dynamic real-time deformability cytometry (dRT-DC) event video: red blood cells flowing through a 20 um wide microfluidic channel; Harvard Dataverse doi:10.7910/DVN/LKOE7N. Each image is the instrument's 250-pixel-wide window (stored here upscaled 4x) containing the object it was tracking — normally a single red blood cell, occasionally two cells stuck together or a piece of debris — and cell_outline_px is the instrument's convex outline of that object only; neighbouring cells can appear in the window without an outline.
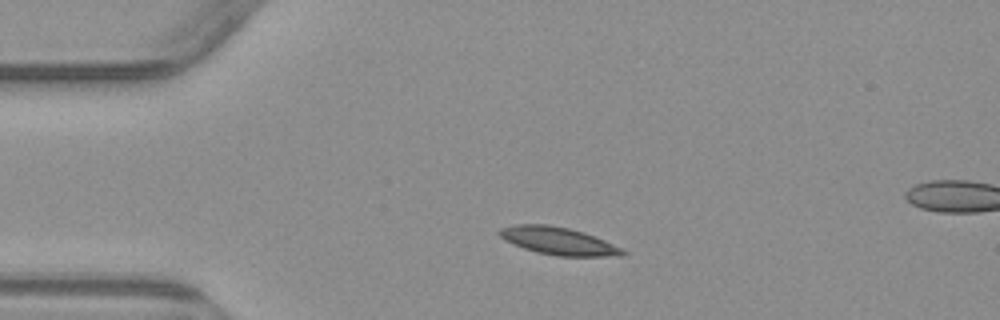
{"species": "common noctule bat (a hibernating species)", "species_latin": "Nyctalus noctula", "temperature_condition": "warm", "stored_images_in_passage": 4, "segment_of_instrument_passage": [1, 2], "camera_frame_rate_fps": 3000, "um_per_image_px": 0.085, "animal": {"sex": "male", "body_mass_g": 23.1, "forearm_length_mm": 52.7}, "frame": {"image": 1, "passage_image": 2, "time_ms": 1.333, "image_size_px": [1000, 320], "cell_outline_px": [[628, 252], [624, 256], [556, 256], [536, 252], [512, 244], [504, 240], [496, 232], [500, 228], [516, 224], [548, 224], [568, 228], [584, 232], [624, 248]], "centroid_in_image_um": [47.47, 20.48], "position_along_channel_um": 37.5, "area_um2": 20.06}}